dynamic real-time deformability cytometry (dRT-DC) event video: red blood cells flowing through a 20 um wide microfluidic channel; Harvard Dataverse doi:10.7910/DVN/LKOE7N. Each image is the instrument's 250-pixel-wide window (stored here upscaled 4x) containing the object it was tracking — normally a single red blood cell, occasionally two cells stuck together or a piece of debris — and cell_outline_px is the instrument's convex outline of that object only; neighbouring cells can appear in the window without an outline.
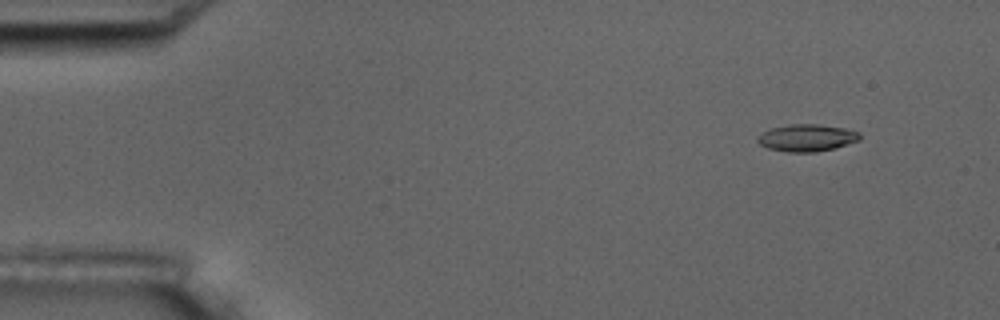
{"species": "common noctule bat (a hibernating species)", "species_latin": "Nyctalus noctula", "temperature_condition": "room temperature", "stored_images_in_passage": 6, "camera_frame_rate_fps": 3000, "um_per_image_px": 0.085, "animal": {"sex": "male", "body_mass_g": 17.5, "forearm_length_mm": 52.3}, "frame": {"image": 1, "passage_image": 2, "time_ms": 1.333, "image_size_px": [1000, 320], "cell_outline_px": [[860, 140], [836, 148], [816, 152], [788, 152], [768, 148], [760, 144], [756, 140], [756, 136], [760, 132], [772, 128], [788, 124], [820, 124], [844, 128], [860, 132]], "centroid_in_image_um": [68.57, 11.71], "position_along_channel_um": 16.4, "area_um2": 16.36}}